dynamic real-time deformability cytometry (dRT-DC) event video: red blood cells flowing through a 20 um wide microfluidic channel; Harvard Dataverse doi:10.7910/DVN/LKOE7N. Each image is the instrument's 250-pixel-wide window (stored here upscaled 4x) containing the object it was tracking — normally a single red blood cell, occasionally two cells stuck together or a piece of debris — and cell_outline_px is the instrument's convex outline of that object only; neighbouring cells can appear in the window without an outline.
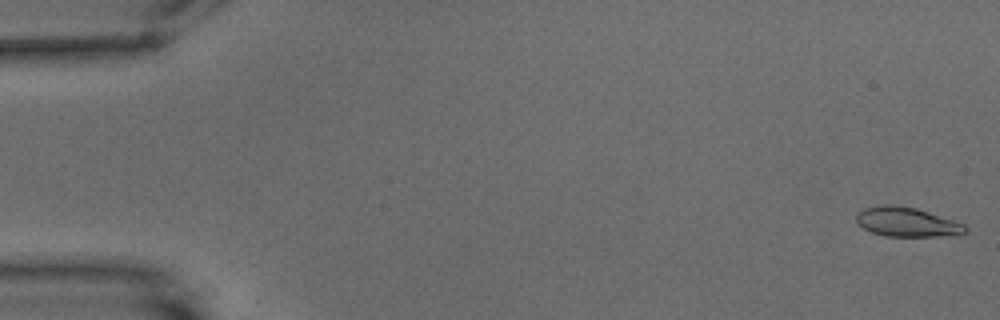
{"species": "common noctule bat (a hibernating species)", "species_latin": "Nyctalus noctula", "temperature_condition": "warm", "stored_images_in_passage": 22, "camera_frame_rate_fps": 3000, "um_per_image_px": 0.085, "animal": {"sex": "male", "body_mass_g": 15.6}, "frame": {"image": 1, "passage_image": 1, "time_ms": 0.0, "image_size_px": [1000, 320], "cell_outline_px": [[968, 232], [956, 236], [884, 236], [872, 232], [856, 224], [856, 212], [864, 208], [884, 204], [892, 204], [916, 208], [964, 224], [968, 228]], "centroid_in_image_um": [77.07, 18.88], "position_along_channel_um": 7.9, "area_um2": 18.84}}
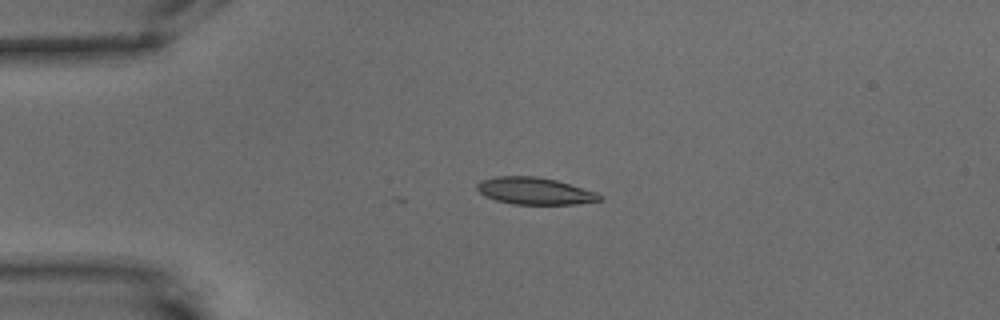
{"frame": {"image": 2, "passage_image": 14, "time_ms": 4.333, "image_size_px": [1000, 320], "cell_outline_px": [[604, 200], [576, 204], [512, 204], [496, 200], [484, 196], [476, 188], [476, 184], [480, 180], [496, 176], [536, 176], [556, 180], [596, 192], [604, 196]], "centroid_in_image_um": [45.45, 16.23], "position_along_channel_um": 39.5, "area_um2": 19.42}}